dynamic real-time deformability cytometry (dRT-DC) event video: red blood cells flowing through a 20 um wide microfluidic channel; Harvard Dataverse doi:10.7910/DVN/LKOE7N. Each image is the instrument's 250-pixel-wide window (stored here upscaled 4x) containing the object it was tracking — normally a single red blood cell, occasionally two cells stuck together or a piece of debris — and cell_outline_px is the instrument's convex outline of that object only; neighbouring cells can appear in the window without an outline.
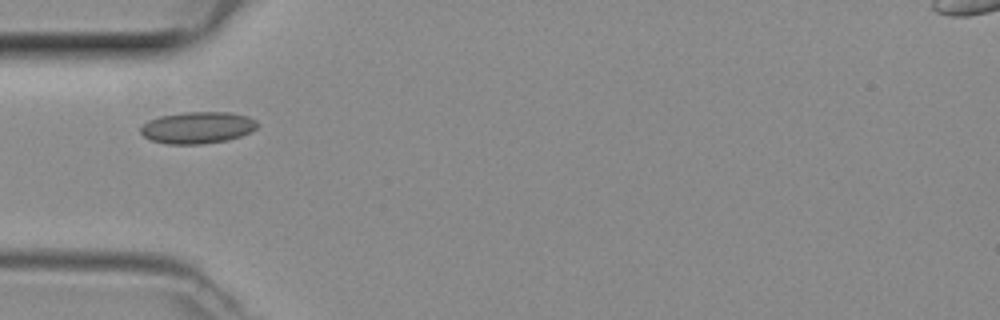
{"species": "common noctule bat (a hibernating species)", "species_latin": "Nyctalus noctula", "temperature_condition": "room temperature", "stored_images_in_passage": 34, "camera_frame_rate_fps": 3000, "um_per_image_px": 0.085, "animal": {"sex": "female", "body_mass_g": 29.2, "forearm_length_mm": 56.3}, "frame": {"image": 1, "passage_image": 1, "time_ms": 0.0, "image_size_px": [1000, 320], "cell_outline_px": [[256, 128], [252, 132], [228, 140], [200, 144], [168, 144], [152, 140], [144, 136], [140, 132], [140, 128], [148, 120], [160, 116], [184, 112], [232, 112], [248, 116], [256, 120]], "centroid_in_image_um": [16.8, 10.84], "position_along_channel_um": 68.2, "area_um2": 21.62}}
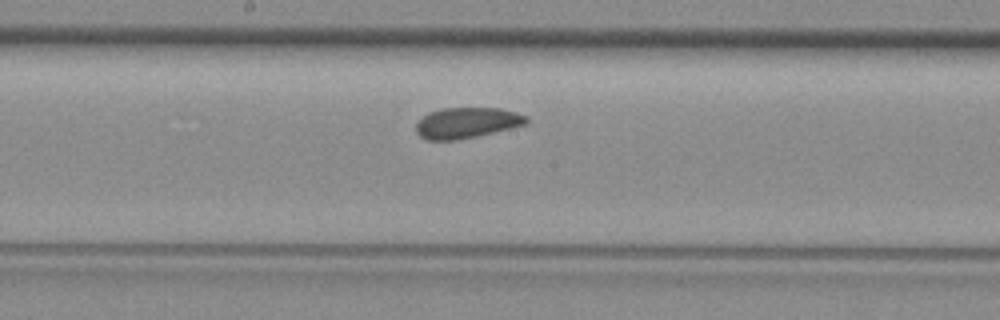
{"frame": {"image": 2, "passage_image": 11, "time_ms": 3.333, "image_size_px": [1000, 320], "cell_outline_px": [[528, 124], [476, 136], [456, 140], [428, 140], [420, 136], [416, 132], [416, 124], [428, 112], [440, 108], [500, 108], [516, 112], [528, 116]], "centroid_in_image_um": [39.69, 10.43], "position_along_channel_um": 208.5, "area_um2": 19.77}}
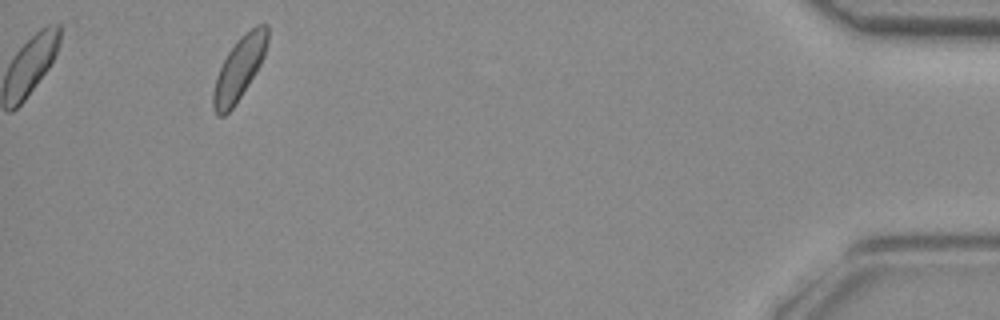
{"frame": {"image": 3, "passage_image": 31, "time_ms": 10.0, "image_size_px": [1000, 320], "cell_outline_px": [[268, 40], [264, 56], [260, 64], [248, 84], [232, 108], [224, 116], [216, 116], [212, 108], [212, 92], [216, 76], [228, 52], [240, 36], [244, 32], [256, 24], [268, 24]], "centroid_in_image_um": [20.32, 5.81], "position_along_channel_um": 414.9, "area_um2": 19.77}}